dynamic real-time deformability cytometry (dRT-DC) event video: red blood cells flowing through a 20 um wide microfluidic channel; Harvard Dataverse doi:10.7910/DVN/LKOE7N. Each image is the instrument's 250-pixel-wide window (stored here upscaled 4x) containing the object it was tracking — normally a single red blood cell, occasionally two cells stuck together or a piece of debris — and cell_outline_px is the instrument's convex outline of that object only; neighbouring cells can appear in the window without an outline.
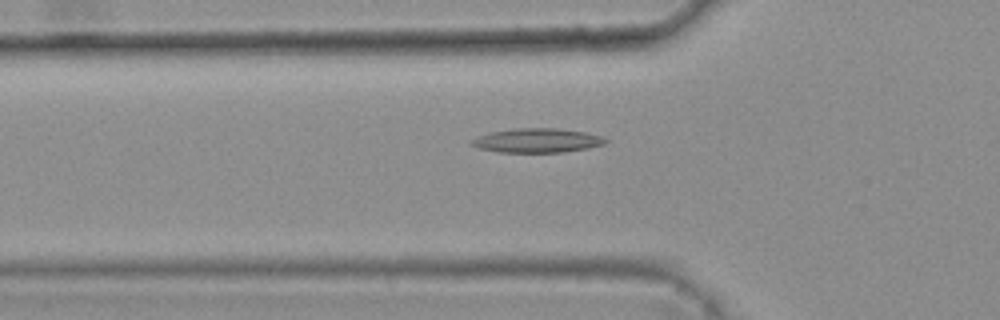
{"species": "common noctule bat (a hibernating species)", "species_latin": "Nyctalus noctula", "temperature_condition": "warm", "stored_images_in_passage": 42, "camera_frame_rate_fps": 3000, "um_per_image_px": 0.085, "animal": {"sex": "female", "body_mass_g": 25.1}, "frame": {"image": 1, "passage_image": 11, "time_ms": 3.333, "image_size_px": [1000, 320], "cell_outline_px": [[608, 140], [604, 144], [588, 148], [564, 152], [496, 152], [480, 148], [468, 144], [468, 140], [476, 136], [488, 132], [516, 128], [560, 128], [588, 132], [600, 136]], "centroid_in_image_um": [45.6, 11.93], "position_along_channel_um": 80.2, "area_um2": 19.19}}
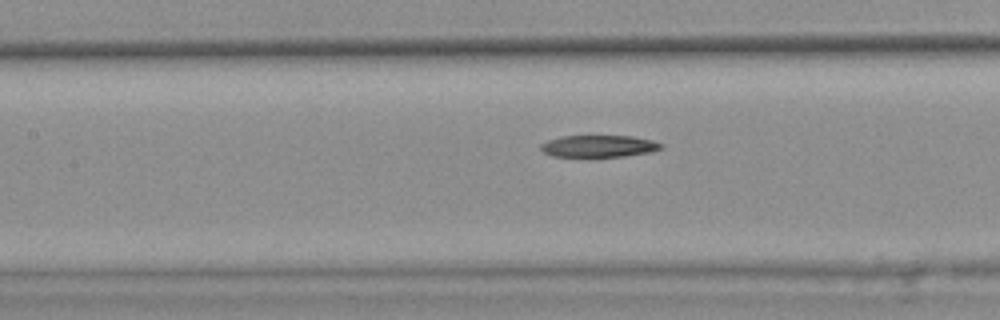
{"frame": {"image": 2, "passage_image": 17, "time_ms": 5.333, "image_size_px": [1000, 320], "cell_outline_px": [[664, 148], [652, 152], [624, 156], [552, 156], [544, 152], [540, 148], [540, 144], [548, 140], [560, 136], [632, 136], [652, 140], [664, 144]], "centroid_in_image_um": [50.94, 12.41], "position_along_channel_um": 156.5, "area_um2": 15.37}}
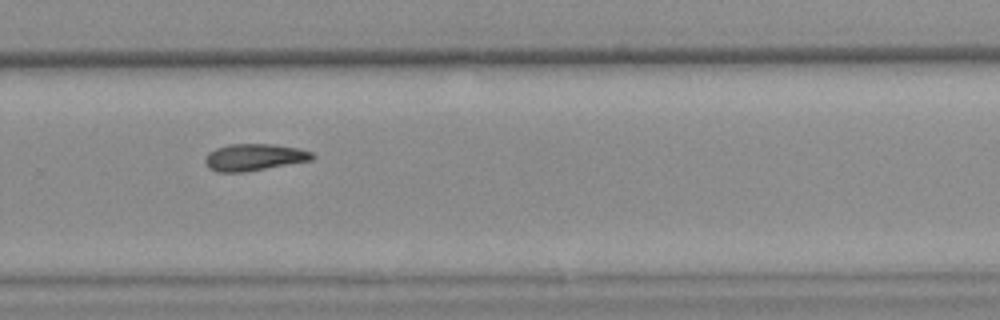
{"frame": {"image": 3, "passage_image": 29, "time_ms": 9.333, "image_size_px": [1000, 320], "cell_outline_px": [[316, 156], [312, 160], [244, 172], [216, 172], [204, 160], [208, 152], [216, 148], [228, 144], [272, 144], [300, 148], [312, 152]], "centroid_in_image_um": [21.64, 13.35], "position_along_channel_um": 308.2, "area_um2": 16.7}}